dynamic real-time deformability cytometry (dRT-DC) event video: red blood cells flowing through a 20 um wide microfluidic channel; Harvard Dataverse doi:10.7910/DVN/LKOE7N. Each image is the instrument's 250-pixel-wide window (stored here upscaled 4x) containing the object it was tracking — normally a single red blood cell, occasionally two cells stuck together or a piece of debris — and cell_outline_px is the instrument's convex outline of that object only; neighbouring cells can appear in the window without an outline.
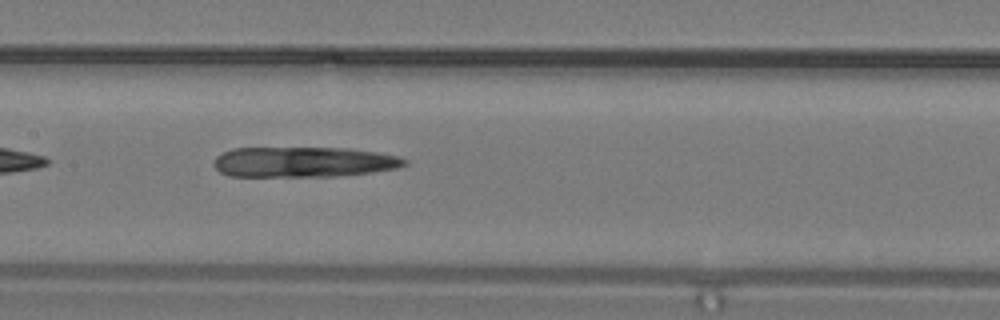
{"species": "common noctule bat (a hibernating species)", "species_latin": "Nyctalus noctula", "temperature_condition": "warm", "stored_images_in_passage": 6, "camera_frame_rate_fps": 3000, "um_per_image_px": 0.085, "animal": {"sex": "male", "body_mass_g": 19.2, "forearm_length_mm": 51.8}, "frame": {"image": 1, "passage_image": 6, "time_ms": 1.667, "image_size_px": [1000, 320], "cell_outline_px": [[408, 164], [396, 168], [372, 172], [336, 176], [228, 176], [220, 172], [212, 164], [216, 156], [232, 148], [348, 148], [376, 152], [400, 156], [408, 160]], "centroid_in_image_um": [25.81, 13.76], "position_along_channel_um": 181.6, "area_um2": 33.81}}